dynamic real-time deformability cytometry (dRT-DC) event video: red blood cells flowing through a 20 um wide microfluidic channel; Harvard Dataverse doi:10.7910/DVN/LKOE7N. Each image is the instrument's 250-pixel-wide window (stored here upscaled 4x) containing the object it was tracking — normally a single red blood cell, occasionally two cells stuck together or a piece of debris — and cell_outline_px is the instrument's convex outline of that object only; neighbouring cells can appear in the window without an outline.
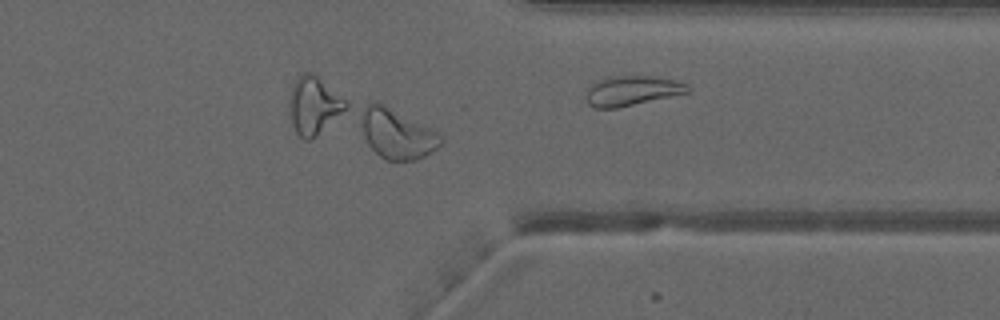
{"species": "common noctule bat (a hibernating species)", "species_latin": "Nyctalus noctula", "temperature_condition": "warm", "stored_images_in_passage": 42, "camera_frame_rate_fps": 3000, "um_per_image_px": 0.085, "animal": {"sex": "male", "forearm_length_mm": 52.5}, "frame": {"image": 1, "passage_image": 42, "time_ms": 13.667, "image_size_px": [1000, 320], "cell_outline_px": [[692, 92], [616, 108], [592, 108], [588, 104], [584, 96], [588, 88], [596, 80], [608, 76], [652, 76], [676, 80], [692, 88]], "centroid_in_image_um": [53.69, 7.71], "position_along_channel_um": 357.7, "area_um2": 17.92}}